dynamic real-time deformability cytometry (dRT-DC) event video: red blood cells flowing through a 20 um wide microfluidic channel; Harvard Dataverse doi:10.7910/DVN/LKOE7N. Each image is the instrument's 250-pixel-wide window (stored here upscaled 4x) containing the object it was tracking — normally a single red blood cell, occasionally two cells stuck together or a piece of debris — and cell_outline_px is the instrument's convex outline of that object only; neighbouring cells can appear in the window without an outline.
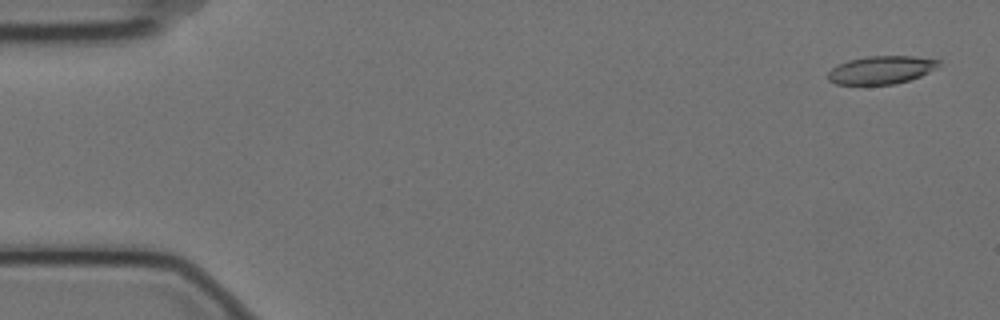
{"species": "Egyptian fruit bat (a non-hibernating species)", "species_latin": "Rousettus aegyptiacus", "temperature_condition": "cold", "stored_images_in_passage": 4, "camera_frame_rate_fps": 3000, "um_per_image_px": 0.085, "animal": {"sex": "female"}, "frame": {"image": 1, "passage_image": 1, "time_ms": 0.0, "image_size_px": [1000, 320], "cell_outline_px": [[940, 68], [920, 76], [908, 80], [892, 84], [836, 84], [828, 80], [828, 72], [832, 68], [848, 60], [868, 56], [912, 56], [940, 60]], "centroid_in_image_um": [74.94, 5.94], "position_along_channel_um": 10.1, "area_um2": 18.03}}
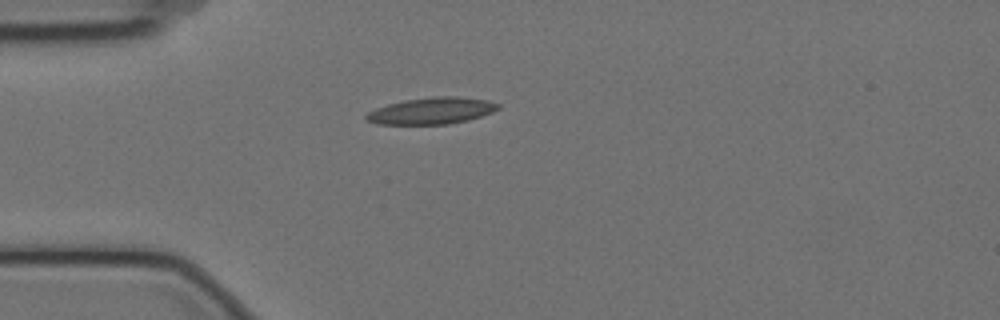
{"frame": {"image": 2, "passage_image": 4, "time_ms": 1.0, "image_size_px": [1000, 320], "cell_outline_px": [[500, 108], [492, 112], [468, 120], [448, 124], [376, 124], [368, 120], [364, 116], [368, 112], [376, 108], [388, 104], [404, 100], [432, 96], [456, 96], [488, 100], [500, 104]], "centroid_in_image_um": [36.7, 9.41], "position_along_channel_um": 48.3, "area_um2": 20.46}}